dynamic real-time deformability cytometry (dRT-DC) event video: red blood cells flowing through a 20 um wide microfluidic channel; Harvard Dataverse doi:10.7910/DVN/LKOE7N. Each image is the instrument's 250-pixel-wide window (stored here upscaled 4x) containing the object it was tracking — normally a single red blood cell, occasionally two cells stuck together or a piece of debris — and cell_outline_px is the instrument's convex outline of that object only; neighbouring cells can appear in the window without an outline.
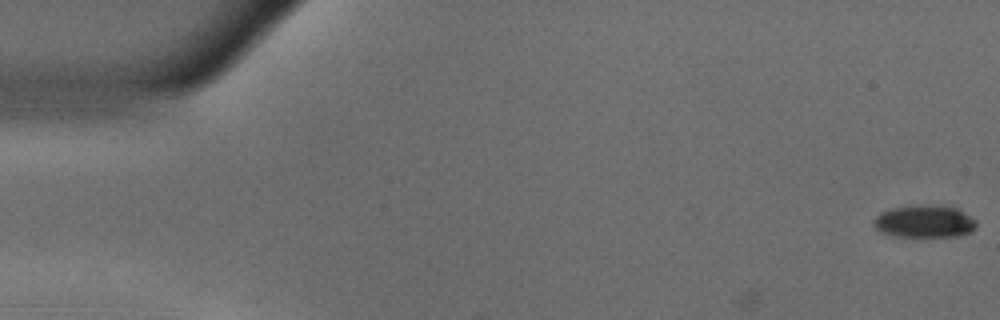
{"species": "common noctule bat (a hibernating species)", "species_latin": "Nyctalus noctula", "temperature_condition": "warm", "stored_images_in_passage": 6, "camera_frame_rate_fps": 3000, "um_per_image_px": 0.085, "animal": {"sex": "male", "body_mass_g": 18.8}, "frame": {"image": 1, "passage_image": 1, "time_ms": 0.0, "image_size_px": [1000, 320], "cell_outline_px": [[976, 228], [972, 232], [960, 236], [892, 236], [880, 232], [872, 224], [872, 220], [880, 212], [892, 208], [928, 204], [956, 208], [976, 220]], "centroid_in_image_um": [78.56, 18.83], "position_along_channel_um": 6.4, "area_um2": 19.48}}